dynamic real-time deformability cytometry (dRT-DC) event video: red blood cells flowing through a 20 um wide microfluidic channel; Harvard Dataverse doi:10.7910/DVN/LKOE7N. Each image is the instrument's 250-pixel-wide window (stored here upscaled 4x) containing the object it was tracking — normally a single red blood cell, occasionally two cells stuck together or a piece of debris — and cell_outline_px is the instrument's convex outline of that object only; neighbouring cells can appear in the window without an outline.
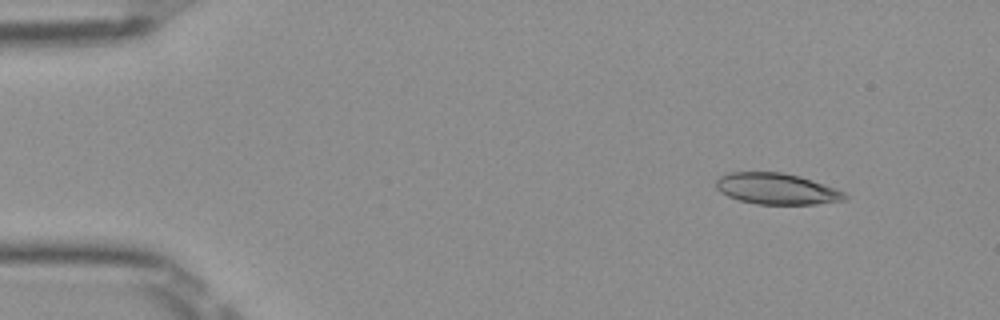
{"species": "Egyptian fruit bat (a non-hibernating species)", "species_latin": "Rousettus aegyptiacus", "temperature_condition": "room temperature", "stored_images_in_passage": 50, "camera_frame_rate_fps": 3000, "um_per_image_px": 0.085, "frame": {"image": 1, "passage_image": 5, "time_ms": 1.333, "image_size_px": [1000, 320], "cell_outline_px": [[848, 200], [816, 204], [756, 204], [740, 200], [728, 196], [720, 192], [716, 188], [716, 180], [720, 176], [728, 172], [784, 172], [800, 176], [844, 192], [848, 196]], "centroid_in_image_um": [66.0, 16.05], "position_along_channel_um": 19.0, "area_um2": 23.35}}
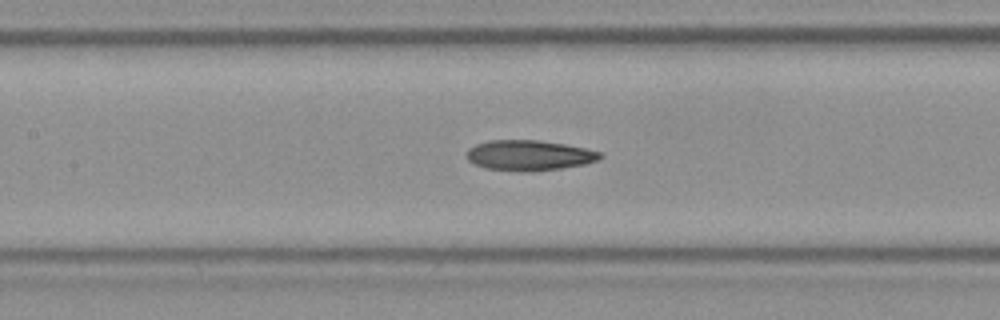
{"frame": {"image": 2, "passage_image": 23, "time_ms": 7.333, "image_size_px": [1000, 320], "cell_outline_px": [[604, 156], [596, 160], [584, 164], [560, 168], [532, 172], [524, 172], [484, 168], [468, 160], [468, 148], [476, 144], [488, 140], [540, 140], [564, 144], [604, 152]], "centroid_in_image_um": [44.99, 13.2], "position_along_channel_um": 162.4, "area_um2": 23.64}}
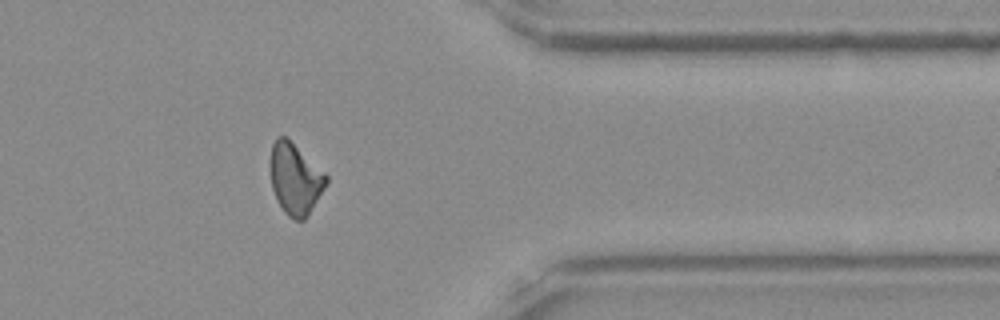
{"frame": {"image": 3, "passage_image": 41, "time_ms": 13.333, "image_size_px": [1000, 320], "cell_outline_px": [[328, 184], [304, 220], [296, 220], [288, 216], [284, 212], [276, 200], [272, 188], [268, 164], [272, 144], [276, 136], [284, 136], [324, 172], [328, 176]], "centroid_in_image_um": [25.05, 15.21], "position_along_channel_um": 386.3, "area_um2": 23.24}, "authors_computed_cell_mechanics": {"area_um2": 23.4379, "velocity_mm_per_s": 3.9766, "shape_relaxation_time_tau1_ms": 8.656, "shape_relaxation_time_tau2_ms": 3.399, "deformation_change_tau1": 0.2121, "deformation_change_tau2": 0.1227}}